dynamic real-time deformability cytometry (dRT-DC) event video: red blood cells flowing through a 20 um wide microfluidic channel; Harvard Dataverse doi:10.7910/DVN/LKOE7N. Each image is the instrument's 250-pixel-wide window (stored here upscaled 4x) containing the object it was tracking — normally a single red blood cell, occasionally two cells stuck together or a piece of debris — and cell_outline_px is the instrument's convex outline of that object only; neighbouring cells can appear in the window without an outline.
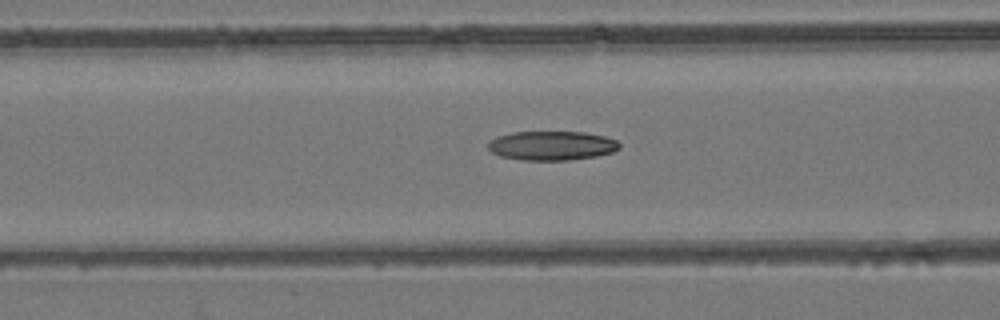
{"species": "common noctule bat (a hibernating species)", "species_latin": "Nyctalus noctula", "temperature_condition": "room temperature", "stored_images_in_passage": 52, "camera_frame_rate_fps": 3000, "um_per_image_px": 0.085, "animal": {"sex": "female", "body_mass_g": 24.6, "forearm_length_mm": 56.2}, "frame": {"image": 1, "passage_image": 21, "time_ms": 6.667, "image_size_px": [1000, 320], "cell_outline_px": [[620, 148], [612, 152], [596, 156], [568, 160], [520, 160], [500, 156], [492, 152], [488, 148], [488, 144], [496, 136], [512, 132], [584, 132], [604, 136], [616, 140], [620, 144]], "centroid_in_image_um": [46.89, 12.38], "position_along_channel_um": 119.7, "area_um2": 22.31}}
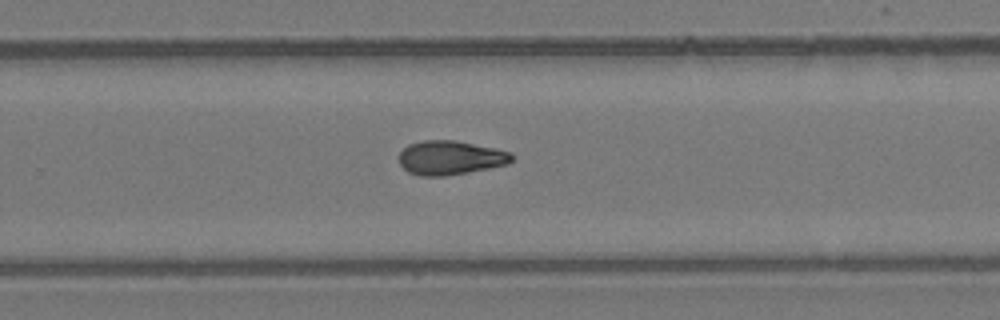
{"frame": {"image": 2, "passage_image": 34, "time_ms": 11.0, "image_size_px": [1000, 320], "cell_outline_px": [[512, 160], [508, 164], [468, 172], [444, 176], [420, 176], [408, 172], [400, 164], [400, 152], [408, 144], [424, 140], [456, 140], [496, 148], [512, 152]], "centroid_in_image_um": [38.28, 13.4], "position_along_channel_um": 291.5, "area_um2": 22.43}}
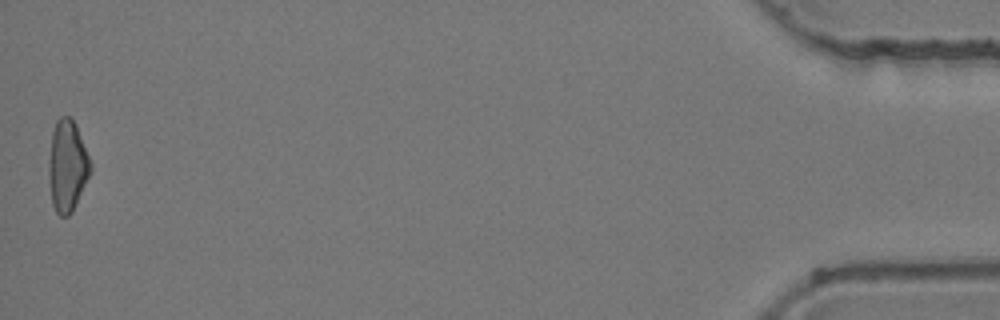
{"frame": {"image": 3, "passage_image": 52, "time_ms": 17.0, "image_size_px": [1000, 320], "cell_outline_px": [[92, 168], [72, 212], [68, 216], [60, 216], [56, 212], [52, 204], [48, 168], [48, 160], [52, 132], [56, 120], [60, 116], [68, 116], [76, 124], [92, 164]], "centroid_in_image_um": [5.71, 14.08], "position_along_channel_um": 429.5, "area_um2": 22.14}}